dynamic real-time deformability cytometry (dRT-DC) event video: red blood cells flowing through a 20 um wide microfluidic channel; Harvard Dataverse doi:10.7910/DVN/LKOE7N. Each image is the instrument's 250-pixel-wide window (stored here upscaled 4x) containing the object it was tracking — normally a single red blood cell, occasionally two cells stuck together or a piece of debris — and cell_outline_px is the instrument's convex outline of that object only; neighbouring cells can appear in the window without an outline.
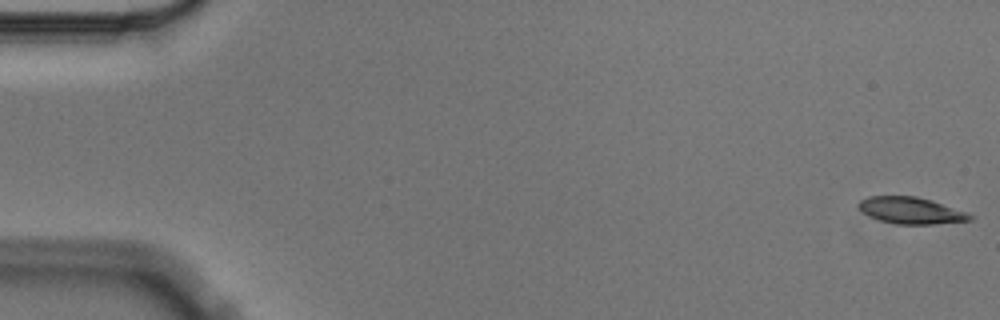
{"species": "Egyptian fruit bat (a non-hibernating species)", "species_latin": "Rousettus aegyptiacus", "temperature_condition": "cold", "stored_images_in_passage": 7, "camera_frame_rate_fps": 3000, "um_per_image_px": 0.085, "animal": {"sex": "male"}, "frame": {"image": 1, "passage_image": 1, "time_ms": 0.0, "image_size_px": [1000, 320], "cell_outline_px": [[976, 216], [972, 220], [932, 224], [896, 224], [880, 220], [864, 212], [856, 204], [860, 200], [868, 196], [916, 196], [932, 200], [968, 212]], "centroid_in_image_um": [77.49, 17.88], "position_along_channel_um": 7.5, "area_um2": 17.28}}
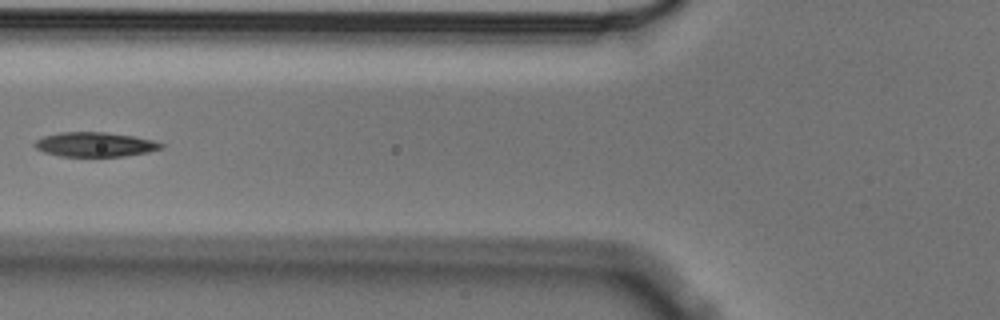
{"frame": {"image": 2, "passage_image": 6, "time_ms": 1.667, "image_size_px": [1000, 320], "cell_outline_px": [[164, 148], [148, 152], [124, 156], [60, 156], [44, 152], [36, 148], [32, 144], [36, 140], [44, 136], [60, 132], [104, 132], [132, 136], [152, 140], [164, 144]], "centroid_in_image_um": [8.06, 12.28], "position_along_channel_um": 117.7, "area_um2": 17.98}}
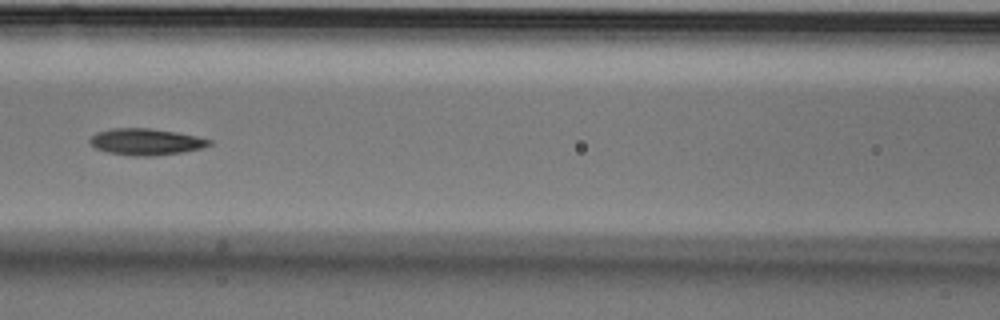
{"frame": {"image": 3, "passage_image": 7, "time_ms": 2.0, "image_size_px": [1000, 320], "cell_outline_px": [[212, 144], [204, 148], [184, 152], [156, 156], [132, 156], [108, 152], [96, 148], [88, 140], [96, 132], [112, 128], [148, 128], [176, 132], [196, 136], [212, 140]], "centroid_in_image_um": [12.44, 12.06], "position_along_channel_um": 154.2, "area_um2": 18.55}}